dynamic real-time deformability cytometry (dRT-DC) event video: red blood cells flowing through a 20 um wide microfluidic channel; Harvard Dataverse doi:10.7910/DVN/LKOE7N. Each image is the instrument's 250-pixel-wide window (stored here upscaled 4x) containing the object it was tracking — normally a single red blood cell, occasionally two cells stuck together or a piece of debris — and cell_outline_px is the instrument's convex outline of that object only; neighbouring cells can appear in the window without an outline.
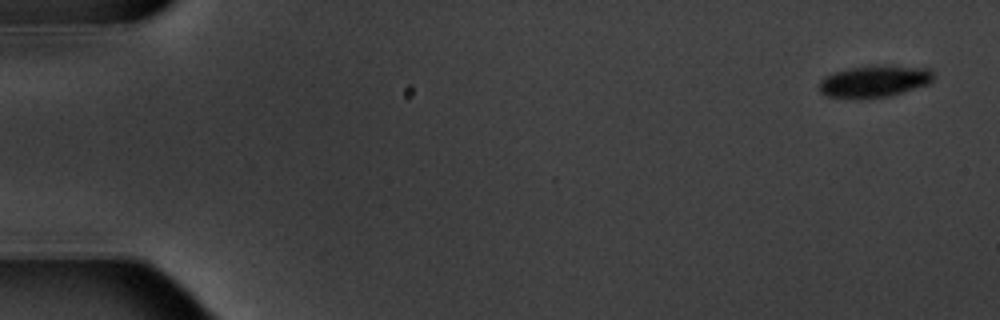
{"species": "common noctule bat (a hibernating species)", "species_latin": "Nyctalus noctula", "temperature_condition": "warm", "stored_images_in_passage": 7, "camera_frame_rate_fps": 3000, "um_per_image_px": 0.085, "animal": {"sex": "male", "body_mass_g": 20.1, "forearm_length_mm": 53.5}, "frame": {"image": 1, "passage_image": 1, "time_ms": 0.0, "image_size_px": [1000, 320], "cell_outline_px": [[932, 80], [928, 84], [888, 96], [828, 96], [820, 92], [820, 80], [836, 72], [852, 68], [928, 68], [932, 72]], "centroid_in_image_um": [74.32, 6.93], "position_along_channel_um": 10.7, "area_um2": 19.19}}
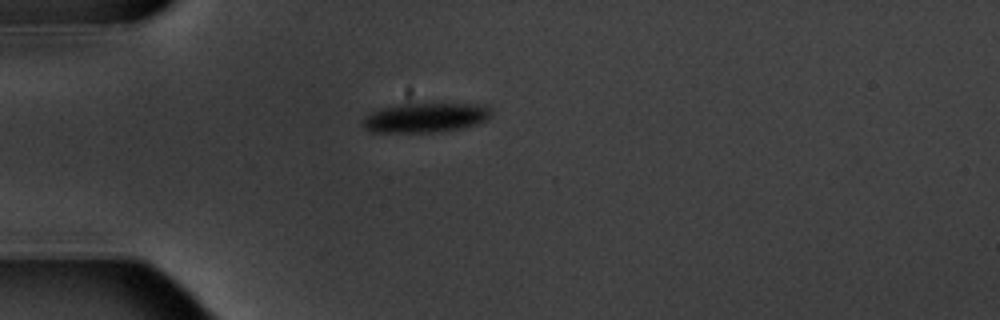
{"frame": {"image": 2, "passage_image": 5, "time_ms": 4.667, "image_size_px": [1000, 320], "cell_outline_px": [[492, 112], [488, 120], [464, 128], [436, 132], [372, 132], [364, 128], [364, 120], [372, 112], [380, 108], [412, 100], [416, 100], [488, 104], [492, 108]], "centroid_in_image_um": [36.27, 9.92], "position_along_channel_um": 48.7, "area_um2": 23.58}}